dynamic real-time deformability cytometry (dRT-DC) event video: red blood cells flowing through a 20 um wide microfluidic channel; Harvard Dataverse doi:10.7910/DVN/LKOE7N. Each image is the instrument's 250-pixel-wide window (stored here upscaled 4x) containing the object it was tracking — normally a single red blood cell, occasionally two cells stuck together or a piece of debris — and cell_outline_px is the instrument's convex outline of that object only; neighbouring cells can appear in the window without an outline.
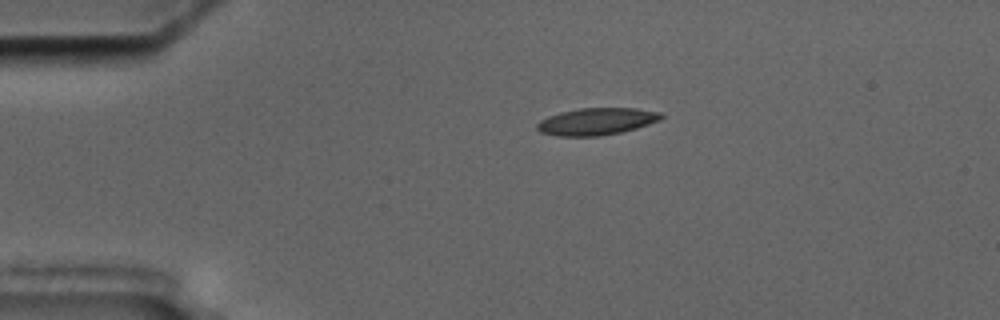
{"species": "common noctule bat (a hibernating species)", "species_latin": "Nyctalus noctula", "temperature_condition": "cold", "stored_images_in_passage": 46, "segment_of_instrument_passage": [1, 2], "camera_frame_rate_fps": 3000, "um_per_image_px": 0.085, "animal": {"sex": "male", "body_mass_g": 17.5, "forearm_length_mm": 52.3}, "frame": {"image": 1, "passage_image": 1, "time_ms": 0.0, "image_size_px": [1000, 320], "cell_outline_px": [[664, 116], [660, 120], [636, 128], [620, 132], [600, 136], [556, 136], [540, 132], [536, 128], [536, 124], [540, 120], [548, 116], [560, 112], [580, 108], [636, 108], [664, 112]], "centroid_in_image_um": [50.72, 10.32], "position_along_channel_um": 34.3, "area_um2": 19.71}}
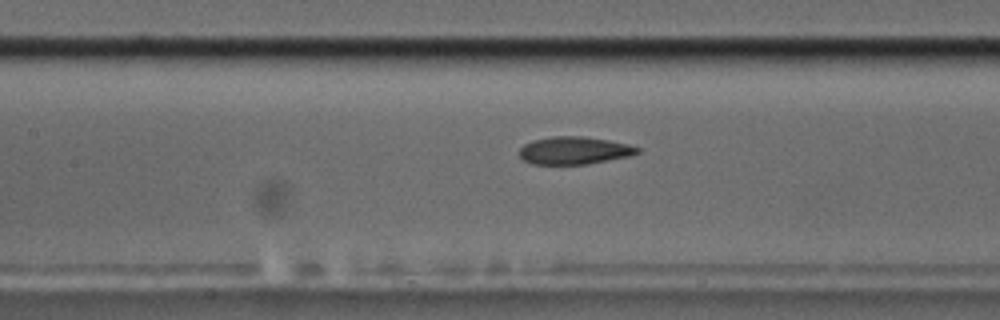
{"frame": {"image": 2, "passage_image": 15, "time_ms": 4.667, "image_size_px": [1000, 320], "cell_outline_px": [[640, 152], [628, 156], [588, 164], [532, 164], [524, 160], [520, 156], [520, 148], [524, 144], [532, 140], [552, 136], [580, 136], [608, 140], [628, 144], [640, 148]], "centroid_in_image_um": [48.79, 12.79], "position_along_channel_um": 158.6, "area_um2": 18.9}}
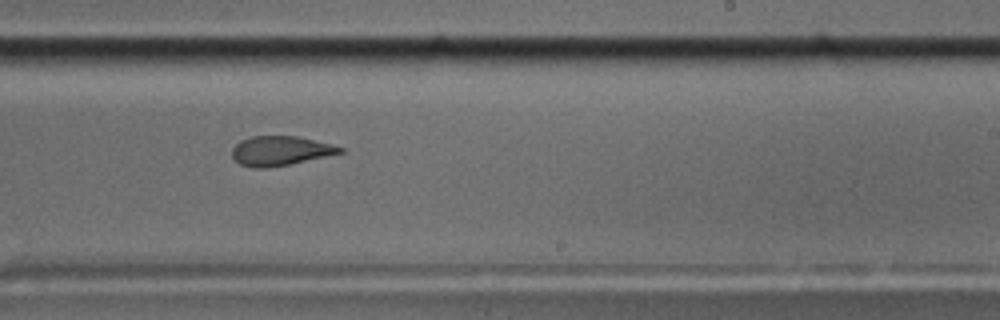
{"frame": {"image": 3, "passage_image": 24, "time_ms": 7.667, "image_size_px": [1000, 320], "cell_outline_px": [[344, 152], [288, 164], [264, 168], [256, 168], [240, 164], [232, 156], [232, 148], [240, 140], [252, 136], [296, 136], [332, 144], [344, 148]], "centroid_in_image_um": [23.81, 12.81], "position_along_channel_um": 265.2, "area_um2": 18.26}}